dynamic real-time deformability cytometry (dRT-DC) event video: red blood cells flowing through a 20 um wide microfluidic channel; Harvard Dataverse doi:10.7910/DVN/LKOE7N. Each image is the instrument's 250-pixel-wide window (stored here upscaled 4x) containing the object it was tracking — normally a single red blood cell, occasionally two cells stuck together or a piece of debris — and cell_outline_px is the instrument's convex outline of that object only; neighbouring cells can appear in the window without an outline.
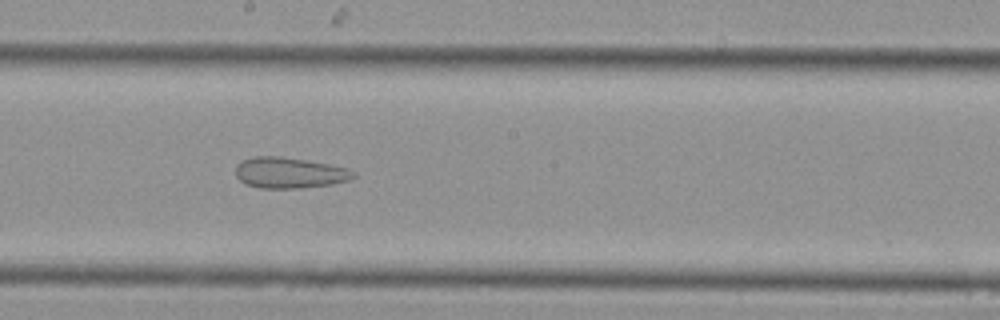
{"species": "Egyptian fruit bat (a non-hibernating species)", "species_latin": "Rousettus aegyptiacus", "temperature_condition": "cold", "stored_images_in_passage": 23, "segment_of_instrument_passage": [1, 2], "camera_frame_rate_fps": 3000, "um_per_image_px": 0.085, "animal": {"sex": "female"}, "frame": {"image": 1, "passage_image": 10, "time_ms": 3.0, "image_size_px": [1000, 320], "cell_outline_px": [[356, 176], [348, 180], [332, 184], [300, 188], [260, 188], [248, 184], [240, 180], [236, 176], [236, 164], [244, 160], [256, 156], [280, 156], [328, 164], [348, 168], [356, 172]], "centroid_in_image_um": [24.62, 14.69], "position_along_channel_um": 223.6, "area_um2": 21.04}}